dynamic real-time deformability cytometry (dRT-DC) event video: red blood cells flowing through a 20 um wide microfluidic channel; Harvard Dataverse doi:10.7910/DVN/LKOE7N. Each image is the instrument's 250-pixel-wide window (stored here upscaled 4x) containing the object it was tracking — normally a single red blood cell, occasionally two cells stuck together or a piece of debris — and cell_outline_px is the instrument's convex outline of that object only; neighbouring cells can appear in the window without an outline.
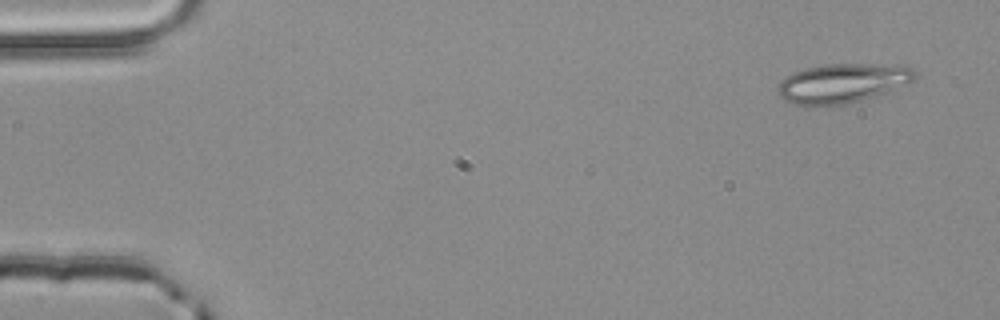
{"species": "common noctule bat (a hibernating species)", "species_latin": "Nyctalus noctula", "temperature_condition": "room temperature", "stored_images_in_passage": 5, "camera_frame_rate_fps": 3000, "um_per_image_px": 0.085, "animal": {"sex": "male", "body_mass_g": 20.4}, "frame": {"image": 1, "passage_image": 1, "time_ms": 0.0, "image_size_px": [1000, 320], "cell_outline_px": [[916, 76], [908, 84], [888, 92], [860, 100], [844, 104], [796, 104], [784, 100], [776, 92], [780, 84], [792, 72], [804, 68], [824, 64], [888, 64], [912, 68], [916, 72]], "centroid_in_image_um": [71.64, 7.05], "position_along_channel_um": 13.4, "area_um2": 31.04}}